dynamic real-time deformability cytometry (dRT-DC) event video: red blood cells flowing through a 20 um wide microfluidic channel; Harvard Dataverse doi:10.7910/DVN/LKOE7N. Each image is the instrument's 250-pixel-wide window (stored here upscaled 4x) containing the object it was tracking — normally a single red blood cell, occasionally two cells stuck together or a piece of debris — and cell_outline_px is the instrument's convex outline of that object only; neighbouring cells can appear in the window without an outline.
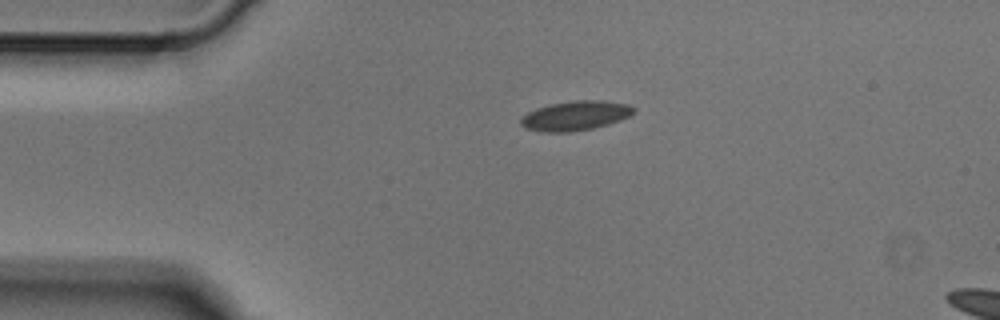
{"species": "Egyptian fruit bat (a non-hibernating species)", "species_latin": "Rousettus aegyptiacus", "temperature_condition": "cold", "stored_images_in_passage": 3, "camera_frame_rate_fps": 3000, "um_per_image_px": 0.085, "animal": {"sex": "male"}, "frame": {"image": 1, "passage_image": 1, "time_ms": 0.0, "image_size_px": [1000, 320], "cell_outline_px": [[636, 112], [620, 120], [608, 124], [592, 128], [572, 132], [544, 132], [524, 128], [520, 124], [520, 120], [528, 112], [536, 108], [552, 104], [576, 100], [600, 100], [628, 104], [636, 108]], "centroid_in_image_um": [48.92, 9.84], "position_along_channel_um": 36.1, "area_um2": 19.36}}
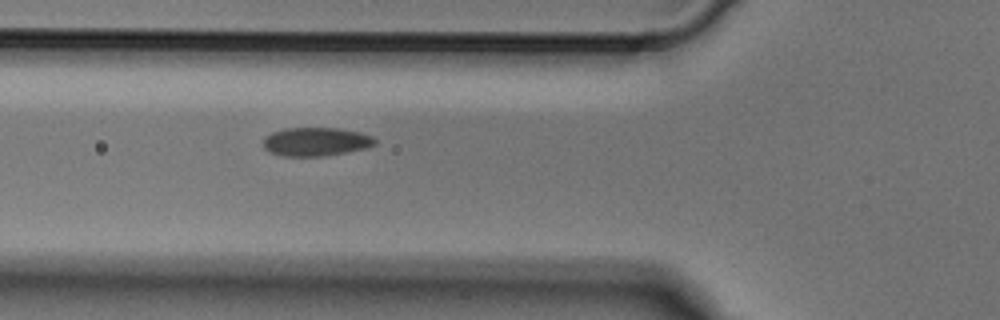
{"frame": {"image": 2, "passage_image": 3, "time_ms": 0.667, "image_size_px": [1000, 320], "cell_outline_px": [[376, 144], [368, 148], [324, 156], [280, 156], [268, 152], [264, 148], [264, 136], [272, 132], [284, 128], [340, 128], [360, 132], [372, 136], [376, 140]], "centroid_in_image_um": [26.85, 12.04], "position_along_channel_um": 99.0, "area_um2": 18.84}}